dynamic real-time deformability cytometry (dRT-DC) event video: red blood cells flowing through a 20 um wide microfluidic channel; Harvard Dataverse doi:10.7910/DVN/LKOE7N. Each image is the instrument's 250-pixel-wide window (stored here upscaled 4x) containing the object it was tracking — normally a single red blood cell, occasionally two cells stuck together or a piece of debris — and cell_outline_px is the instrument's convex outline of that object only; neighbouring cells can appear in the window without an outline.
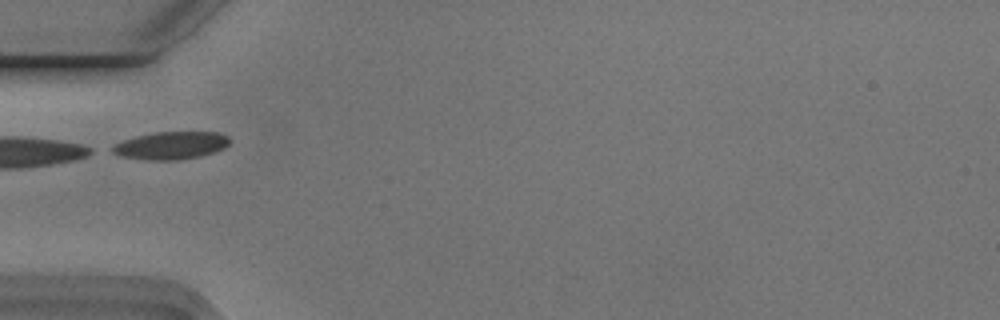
{"species": "Egyptian fruit bat (a non-hibernating species)", "species_latin": "Rousettus aegyptiacus", "temperature_condition": "cold", "stored_images_in_passage": 3, "camera_frame_rate_fps": 3000, "um_per_image_px": 0.085, "animal": {"sex": "male"}, "frame": {"image": 1, "passage_image": 1, "time_ms": 0.0, "image_size_px": [1000, 320], "cell_outline_px": [[228, 144], [224, 148], [200, 156], [180, 160], [148, 160], [120, 156], [104, 148], [112, 144], [136, 136], [156, 132], [220, 132], [228, 136]], "centroid_in_image_um": [14.45, 12.37], "position_along_channel_um": 70.6, "area_um2": 19.07}}
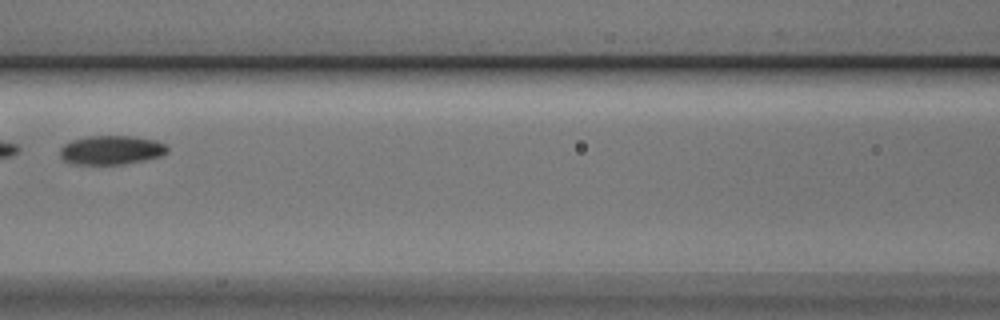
{"frame": {"image": 2, "passage_image": 3, "time_ms": 0.667, "image_size_px": [1000, 320], "cell_outline_px": [[168, 152], [160, 156], [144, 160], [124, 164], [76, 164], [64, 160], [60, 156], [60, 148], [64, 144], [72, 140], [88, 136], [132, 136], [156, 140], [168, 144]], "centroid_in_image_um": [9.49, 12.74], "position_along_channel_um": 157.1, "area_um2": 18.21}}